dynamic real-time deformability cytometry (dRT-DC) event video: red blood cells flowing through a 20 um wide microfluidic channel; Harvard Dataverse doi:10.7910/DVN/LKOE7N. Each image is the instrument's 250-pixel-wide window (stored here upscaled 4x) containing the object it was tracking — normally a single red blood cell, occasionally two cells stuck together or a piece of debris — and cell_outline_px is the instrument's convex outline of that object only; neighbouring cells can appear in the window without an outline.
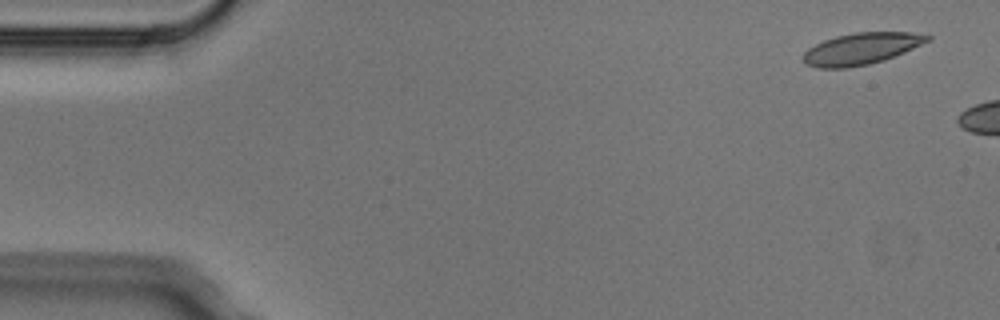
{"species": "Egyptian fruit bat (a non-hibernating species)", "species_latin": "Rousettus aegyptiacus", "temperature_condition": "cold", "stored_images_in_passage": 3, "camera_frame_rate_fps": 3000, "um_per_image_px": 0.085, "animal": {"sex": "male"}, "frame": {"image": 1, "passage_image": 1, "time_ms": 0.0, "image_size_px": [1000, 320], "cell_outline_px": [[932, 40], [904, 52], [884, 60], [868, 64], [844, 68], [816, 68], [804, 64], [804, 52], [808, 48], [824, 40], [836, 36], [856, 32], [912, 32], [932, 36]], "centroid_in_image_um": [73.22, 4.13], "position_along_channel_um": 11.8, "area_um2": 22.89}}